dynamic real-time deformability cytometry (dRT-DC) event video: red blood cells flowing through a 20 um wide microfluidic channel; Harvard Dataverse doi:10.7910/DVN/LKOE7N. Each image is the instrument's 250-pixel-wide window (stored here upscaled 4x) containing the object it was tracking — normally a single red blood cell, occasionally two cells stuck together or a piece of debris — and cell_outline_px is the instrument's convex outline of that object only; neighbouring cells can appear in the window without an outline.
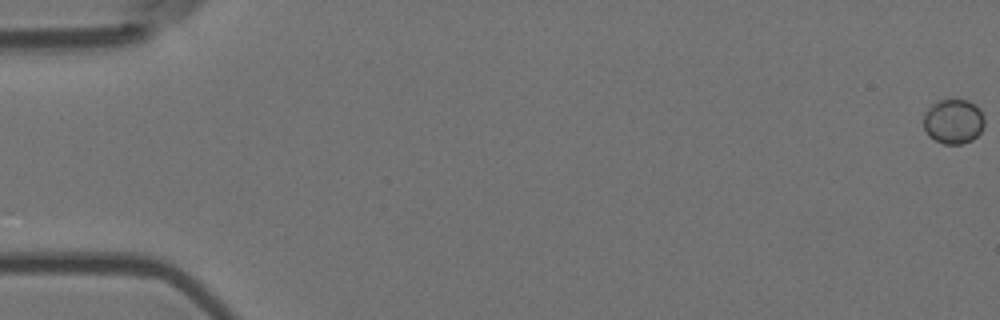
{"species": "Egyptian fruit bat (a non-hibernating species)", "species_latin": "Rousettus aegyptiacus", "temperature_condition": "room temperature", "stored_images_in_passage": 34, "camera_frame_rate_fps": 3000, "um_per_image_px": 0.085, "animal": {"sex": "female"}, "frame": {"image": 1, "passage_image": 1, "time_ms": 0.0, "image_size_px": [1000, 320], "cell_outline_px": [[984, 128], [972, 140], [960, 144], [944, 144], [928, 136], [924, 128], [924, 112], [932, 104], [940, 100], [968, 100], [976, 104], [984, 116]], "centroid_in_image_um": [81.05, 10.32], "position_along_channel_um": 4.0, "area_um2": 15.95}}
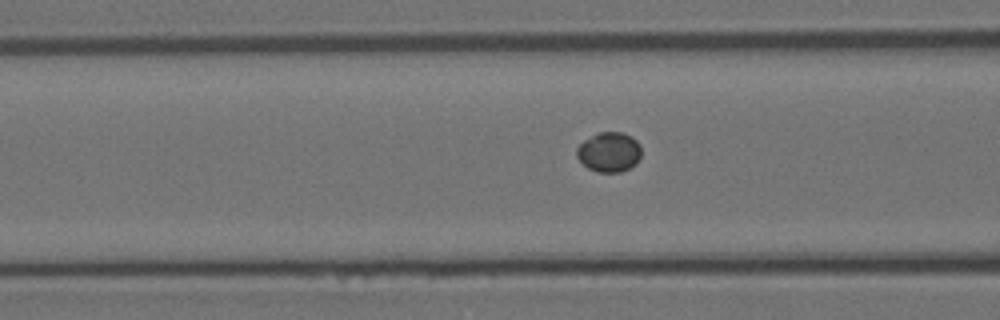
{"frame": {"image": 2, "passage_image": 24, "time_ms": 7.667, "image_size_px": [1000, 320], "cell_outline_px": [[640, 156], [636, 164], [620, 172], [596, 172], [588, 168], [576, 156], [576, 148], [584, 140], [600, 132], [620, 132], [632, 136], [640, 144]], "centroid_in_image_um": [51.77, 12.92], "position_along_channel_um": 114.8, "area_um2": 14.91}}
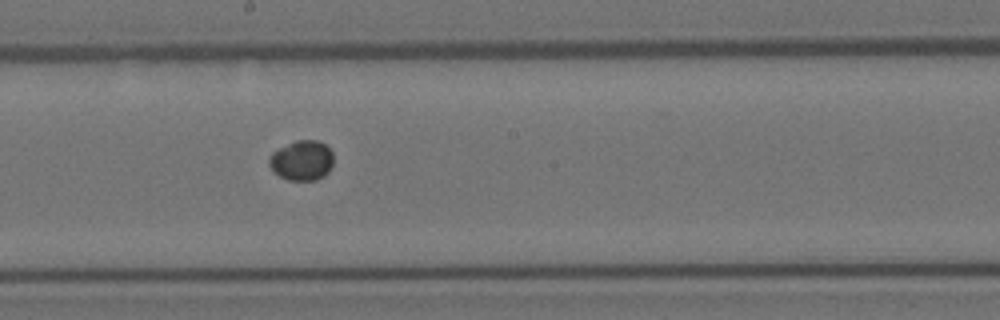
{"frame": {"image": 3, "passage_image": 33, "time_ms": 10.667, "image_size_px": [1000, 320], "cell_outline_px": [[332, 164], [328, 172], [324, 176], [316, 180], [288, 180], [272, 172], [268, 164], [268, 160], [272, 152], [296, 140], [320, 140], [332, 152]], "centroid_in_image_um": [25.63, 13.64], "position_along_channel_um": 222.6, "area_um2": 15.03}}